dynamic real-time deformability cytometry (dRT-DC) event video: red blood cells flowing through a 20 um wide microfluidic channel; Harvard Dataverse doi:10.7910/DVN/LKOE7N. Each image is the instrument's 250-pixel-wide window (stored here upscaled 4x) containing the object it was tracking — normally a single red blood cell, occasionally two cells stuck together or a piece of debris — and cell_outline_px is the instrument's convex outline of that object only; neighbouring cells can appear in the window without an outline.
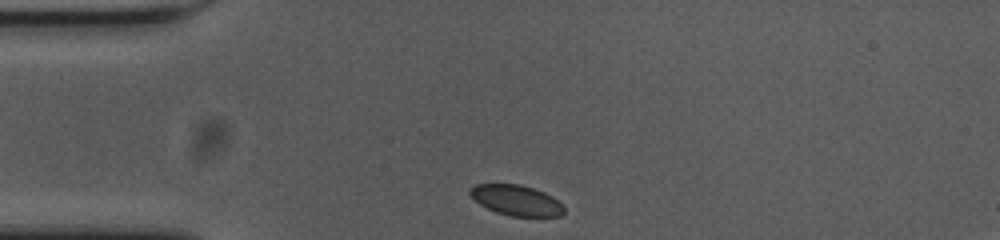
{"species": "common noctule bat (a hibernating species)", "species_latin": "Nyctalus noctula", "temperature_condition": "cold", "stored_images_in_passage": 33, "camera_frame_rate_fps": 3000, "um_per_image_px": 0.085, "animal": {"sex": "female", "body_mass_g": 23.0, "forearm_length_mm": 53.4}, "frame": {"image": 1, "passage_image": 1, "time_ms": 0.0, "image_size_px": [1000, 240], "cell_outline_px": [[564, 212], [560, 216], [512, 216], [496, 212], [480, 204], [468, 192], [468, 188], [476, 184], [520, 184], [544, 192], [552, 196], [564, 208]], "centroid_in_image_um": [43.86, 17.01], "position_along_channel_um": 41.1, "area_um2": 16.47}}
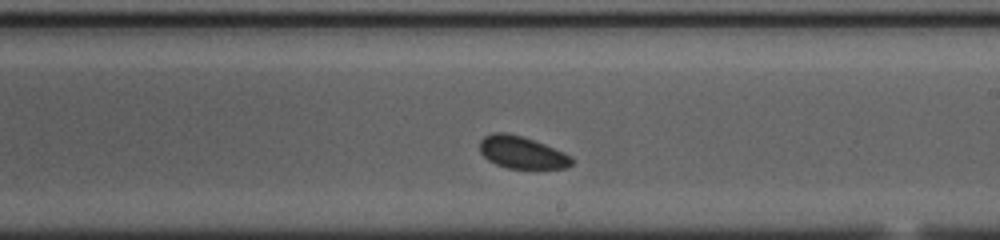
{"frame": {"image": 2, "passage_image": 20, "time_ms": 6.333, "image_size_px": [1000, 240], "cell_outline_px": [[572, 164], [568, 168], [508, 168], [496, 164], [488, 160], [480, 152], [480, 140], [484, 136], [492, 132], [504, 132], [520, 136], [544, 144], [564, 152], [572, 156]], "centroid_in_image_um": [44.35, 12.96], "position_along_channel_um": 244.7, "area_um2": 17.17}}
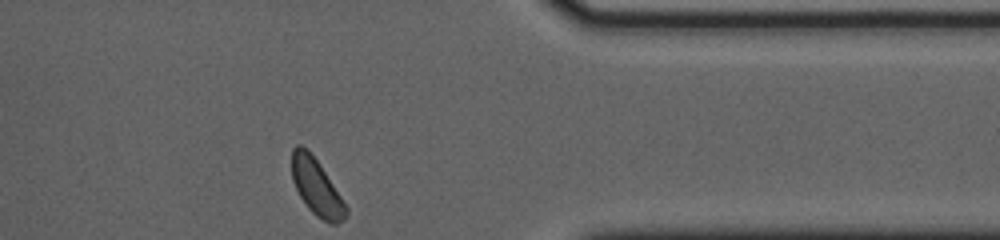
{"frame": {"image": 3, "passage_image": 33, "time_ms": 10.667, "image_size_px": [1000, 240], "cell_outline_px": [[348, 212], [344, 220], [336, 224], [332, 224], [316, 216], [308, 208], [300, 196], [292, 180], [292, 148], [296, 144], [300, 144], [316, 160], [348, 208]], "centroid_in_image_um": [26.89, 15.94], "position_along_channel_um": 384.5, "area_um2": 17.28}, "authors_computed_cell_mechanics": {"area_um2": 17.5712, "velocity_mm_per_s": 3.6032, "shape_relaxation_time_tau1_ms": null, "shape_relaxation_time_tau2_ms": 2.5976, "deformation_change_tau1": null, "deformation_change_tau2": 0.0648}}